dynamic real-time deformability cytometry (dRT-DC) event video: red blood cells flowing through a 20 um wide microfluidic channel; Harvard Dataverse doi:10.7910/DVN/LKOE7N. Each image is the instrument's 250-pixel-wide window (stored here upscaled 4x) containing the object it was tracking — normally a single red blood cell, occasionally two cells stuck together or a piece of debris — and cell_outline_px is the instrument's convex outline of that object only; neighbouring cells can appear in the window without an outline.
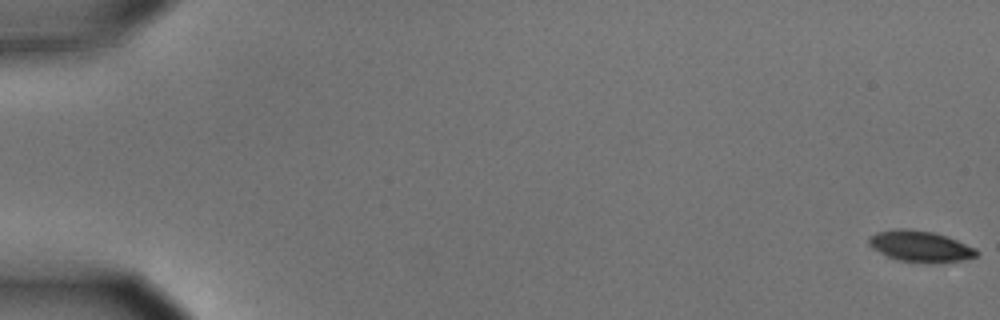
{"species": "common noctule bat (a hibernating species)", "species_latin": "Nyctalus noctula", "temperature_condition": "cold", "stored_images_in_passage": 16, "camera_frame_rate_fps": 3000, "um_per_image_px": 0.085, "animal": {"sex": "male", "body_mass_g": 15.6}, "frame": {"image": 1, "passage_image": 1, "time_ms": 0.0, "image_size_px": [1000, 320], "cell_outline_px": [[976, 256], [960, 260], [896, 260], [872, 248], [868, 244], [868, 240], [876, 232], [896, 228], [908, 228], [932, 232], [956, 240], [976, 248]], "centroid_in_image_um": [78.14, 20.88], "position_along_channel_um": 6.9, "area_um2": 18.5}}
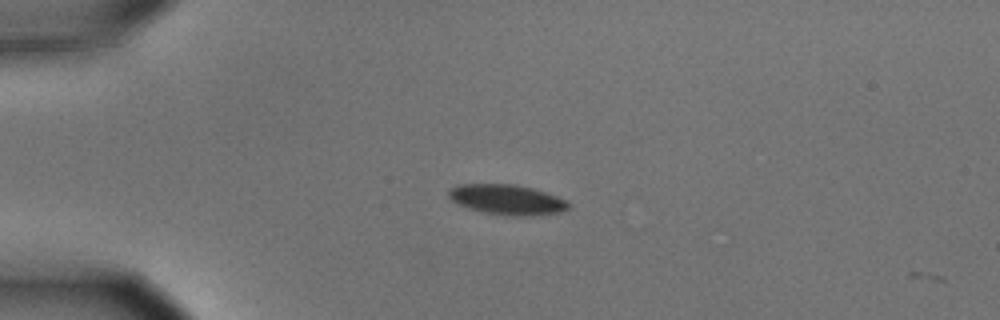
{"frame": {"image": 2, "passage_image": 15, "time_ms": 4.667, "image_size_px": [1000, 320], "cell_outline_px": [[568, 208], [560, 212], [524, 216], [508, 216], [484, 212], [468, 208], [452, 200], [448, 196], [448, 188], [456, 184], [516, 184], [532, 188], [556, 196], [564, 200], [568, 204]], "centroid_in_image_um": [43.03, 16.95], "position_along_channel_um": 42.0, "area_um2": 20.87}}